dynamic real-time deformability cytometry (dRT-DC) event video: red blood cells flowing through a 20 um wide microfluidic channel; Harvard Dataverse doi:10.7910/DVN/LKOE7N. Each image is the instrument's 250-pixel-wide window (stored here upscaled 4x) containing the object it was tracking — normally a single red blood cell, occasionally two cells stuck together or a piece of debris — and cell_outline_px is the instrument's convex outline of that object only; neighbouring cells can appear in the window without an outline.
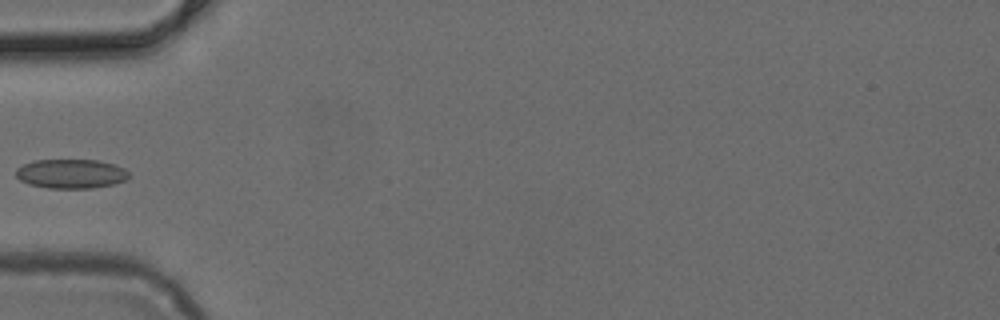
{"species": "common noctule bat (a hibernating species)", "species_latin": "Nyctalus noctula", "temperature_condition": "cold", "stored_images_in_passage": 34, "camera_frame_rate_fps": 3000, "um_per_image_px": 0.085, "animal": {"sex": "female", "body_mass_g": 24.6, "forearm_length_mm": 56.2}, "frame": {"image": 1, "passage_image": 1, "time_ms": 0.0, "image_size_px": [1000, 320], "cell_outline_px": [[128, 176], [124, 180], [112, 184], [92, 188], [48, 188], [28, 184], [20, 180], [16, 176], [16, 168], [32, 160], [96, 160], [112, 164], [124, 168], [128, 172]], "centroid_in_image_um": [5.98, 14.77], "position_along_channel_um": 79.0, "area_um2": 19.13}}
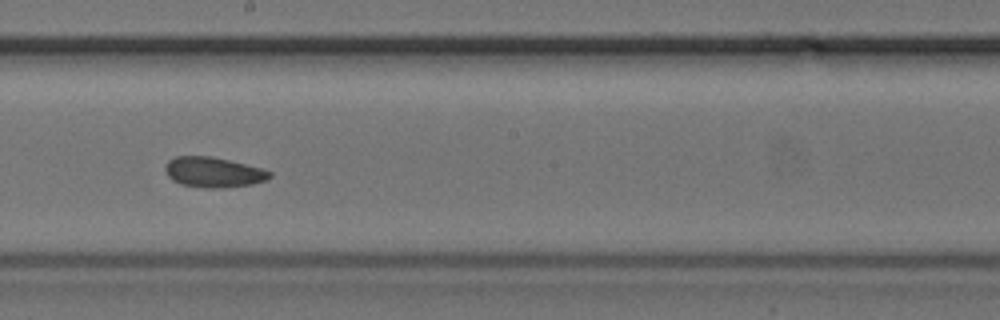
{"frame": {"image": 2, "passage_image": 12, "time_ms": 3.667, "image_size_px": [1000, 320], "cell_outline_px": [[272, 176], [268, 180], [252, 184], [224, 188], [204, 188], [180, 184], [172, 180], [168, 176], [164, 168], [168, 160], [176, 156], [212, 156], [260, 168], [272, 172]], "centroid_in_image_um": [18.13, 14.65], "position_along_channel_um": 230.1, "area_um2": 18.5}}
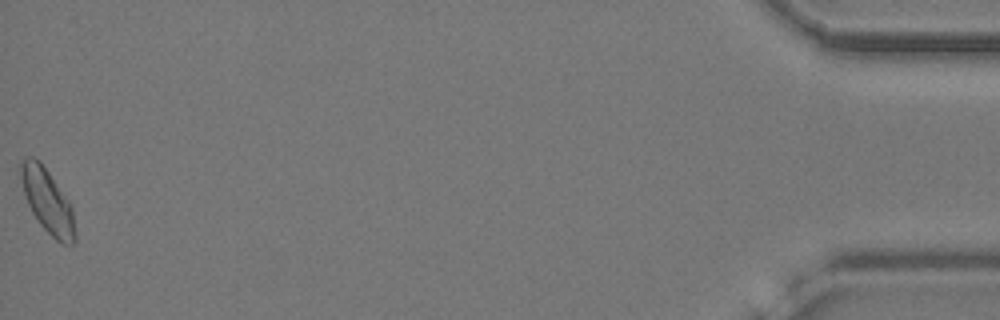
{"frame": {"image": 3, "passage_image": 34, "time_ms": 11.0, "image_size_px": [1000, 320], "cell_outline_px": [[76, 240], [72, 244], [60, 244], [40, 224], [32, 212], [28, 204], [24, 192], [20, 176], [20, 164], [28, 156], [32, 156], [40, 160], [68, 200], [72, 208], [76, 236]], "centroid_in_image_um": [4.04, 17.1], "position_along_channel_um": 431.2, "area_um2": 20.0}}